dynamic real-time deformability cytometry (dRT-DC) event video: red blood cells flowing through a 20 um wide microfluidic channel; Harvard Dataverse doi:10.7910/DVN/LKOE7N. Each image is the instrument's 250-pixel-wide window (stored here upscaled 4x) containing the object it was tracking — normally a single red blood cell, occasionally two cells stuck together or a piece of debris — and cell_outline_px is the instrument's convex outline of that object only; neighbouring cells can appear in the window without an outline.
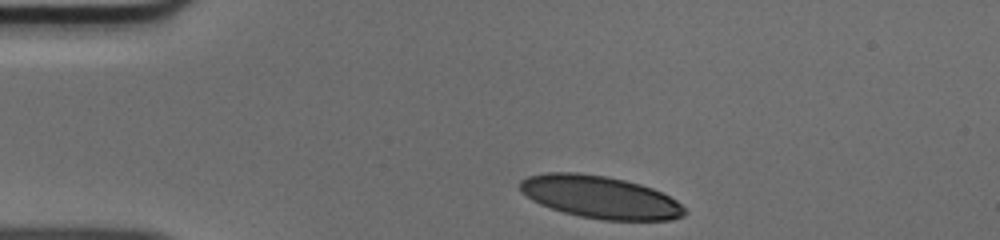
{"species": "human", "species_latin": "Homo sapiens", "temperature_condition": "cold", "stored_images_in_passage": 32, "camera_frame_rate_fps": 3000, "um_per_image_px": 0.085, "donor": {"sex": "male"}, "frame": {"image": 1, "passage_image": 1, "time_ms": 0.0, "image_size_px": [1000, 240], "cell_outline_px": [[688, 212], [684, 216], [672, 220], [600, 220], [580, 216], [564, 212], [540, 204], [532, 200], [520, 188], [520, 180], [528, 176], [548, 172], [576, 172], [604, 176], [624, 180], [640, 184], [652, 188], [676, 200]], "centroid_in_image_um": [51.03, 16.76], "position_along_channel_um": 34.0, "area_um2": 40.52}}
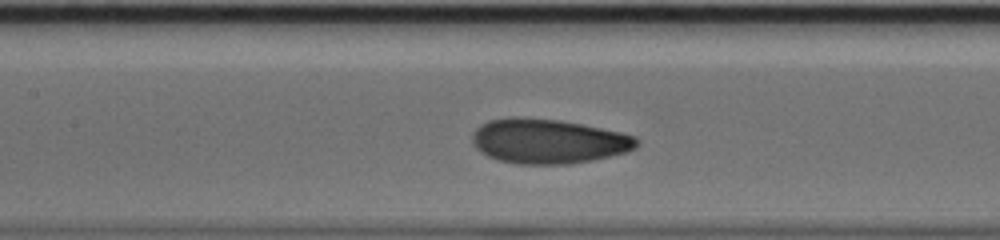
{"frame": {"image": 2, "passage_image": 14, "time_ms": 4.333, "image_size_px": [1000, 240], "cell_outline_px": [[640, 144], [636, 148], [628, 152], [592, 160], [568, 164], [516, 164], [496, 160], [480, 152], [472, 144], [472, 132], [480, 124], [488, 120], [508, 116], [516, 116], [560, 120], [620, 132], [636, 136], [640, 140]], "centroid_in_image_um": [46.57, 12.0], "position_along_channel_um": 160.8, "area_um2": 43.35}}
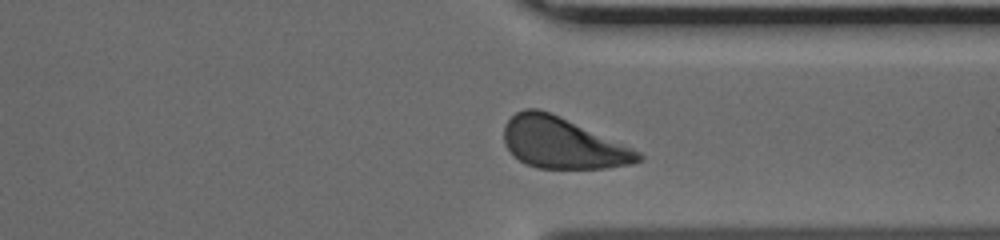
{"frame": {"image": 3, "passage_image": 29, "time_ms": 9.333, "image_size_px": [1000, 240], "cell_outline_px": [[644, 160], [632, 164], [604, 168], [536, 168], [512, 156], [504, 144], [504, 124], [516, 112], [524, 108], [536, 108], [560, 116], [632, 148], [640, 152], [644, 156]], "centroid_in_image_um": [47.8, 12.16], "position_along_channel_um": 363.6, "area_um2": 39.77}}